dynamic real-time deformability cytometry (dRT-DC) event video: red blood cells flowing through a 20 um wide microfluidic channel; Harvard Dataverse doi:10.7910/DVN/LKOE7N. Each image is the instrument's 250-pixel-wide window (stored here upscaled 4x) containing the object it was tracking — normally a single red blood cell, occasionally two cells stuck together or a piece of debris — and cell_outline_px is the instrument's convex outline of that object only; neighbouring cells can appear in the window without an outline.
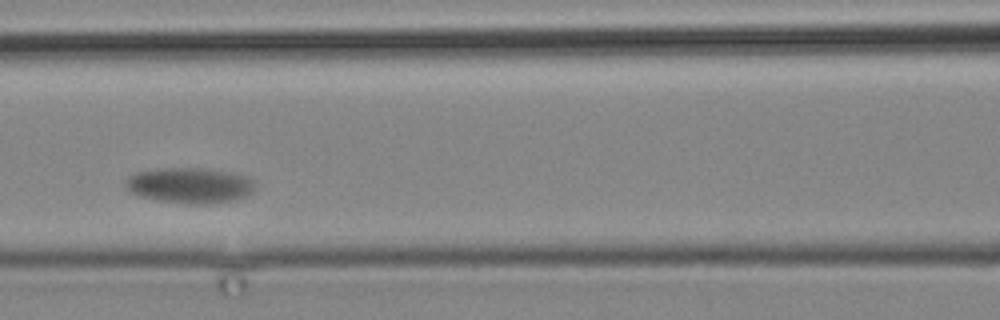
{"species": "common noctule bat (a hibernating species)", "species_latin": "Nyctalus noctula", "temperature_condition": "cold", "stored_images_in_passage": 4, "camera_frame_rate_fps": 3000, "um_per_image_px": 0.085, "animal": {"sex": "male", "body_mass_g": 19.2, "forearm_length_mm": 51.8}, "frame": {"image": 1, "passage_image": 3, "time_ms": 3.333, "image_size_px": [1000, 320], "cell_outline_px": [[256, 188], [252, 192], [236, 200], [212, 204], [188, 204], [160, 200], [140, 196], [128, 192], [124, 188], [124, 180], [128, 176], [136, 172], [160, 168], [200, 168], [228, 172], [244, 176], [252, 180]], "centroid_in_image_um": [16.07, 15.76], "position_along_channel_um": 150.5, "area_um2": 26.99}}